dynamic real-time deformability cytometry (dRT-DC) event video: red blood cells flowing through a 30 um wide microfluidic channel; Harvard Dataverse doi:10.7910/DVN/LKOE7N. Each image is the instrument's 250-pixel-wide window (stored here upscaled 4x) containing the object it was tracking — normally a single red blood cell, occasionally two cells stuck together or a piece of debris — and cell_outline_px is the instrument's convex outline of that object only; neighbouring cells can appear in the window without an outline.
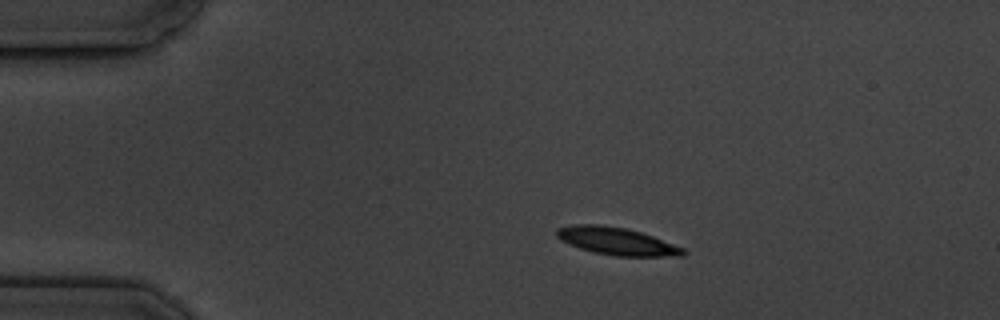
{"species": "common noctule bat (a hibernating species)", "species_latin": "Nyctalus noctula", "temperature_condition": "cold", "stored_images_in_passage": 6, "camera_frame_rate_fps": 3000, "um_per_image_px": 0.085, "animal": {"sex": "male", "body_mass_g": 19.5, "forearm_length_mm": 54.6}, "frame": {"image": 1, "passage_image": 4, "time_ms": 3.667, "image_size_px": [1000, 320], "cell_outline_px": [[688, 252], [684, 256], [616, 256], [592, 252], [568, 244], [560, 240], [556, 236], [556, 228], [572, 224], [600, 224], [624, 228], [640, 232], [652, 236], [684, 248]], "centroid_in_image_um": [52.39, 20.5], "position_along_channel_um": 32.6, "area_um2": 20.35}}